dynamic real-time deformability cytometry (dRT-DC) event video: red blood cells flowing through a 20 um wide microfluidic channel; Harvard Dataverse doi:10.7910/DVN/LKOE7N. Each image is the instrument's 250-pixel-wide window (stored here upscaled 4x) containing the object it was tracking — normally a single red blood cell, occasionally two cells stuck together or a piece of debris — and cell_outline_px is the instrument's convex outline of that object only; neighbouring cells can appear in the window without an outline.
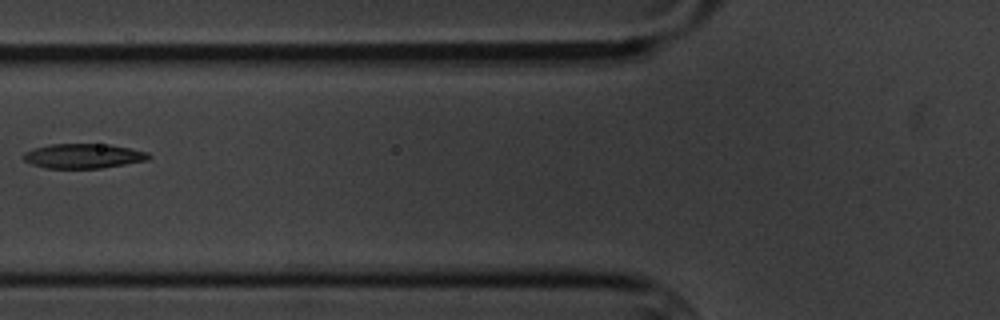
{"species": "common noctule bat (a hibernating species)", "species_latin": "Nyctalus noctula", "temperature_condition": "cold", "stored_images_in_passage": 5, "camera_frame_rate_fps": 3000, "um_per_image_px": 0.085, "animal": {"sex": "male", "body_mass_g": 20.1, "forearm_length_mm": 53.5}, "frame": {"image": 1, "passage_image": 3, "time_ms": 2.333, "image_size_px": [1000, 320], "cell_outline_px": [[152, 156], [148, 160], [100, 168], [44, 168], [32, 164], [24, 160], [24, 152], [48, 144], [108, 144], [148, 152]], "centroid_in_image_um": [7.09, 13.26], "position_along_channel_um": 118.7, "area_um2": 17.86}}
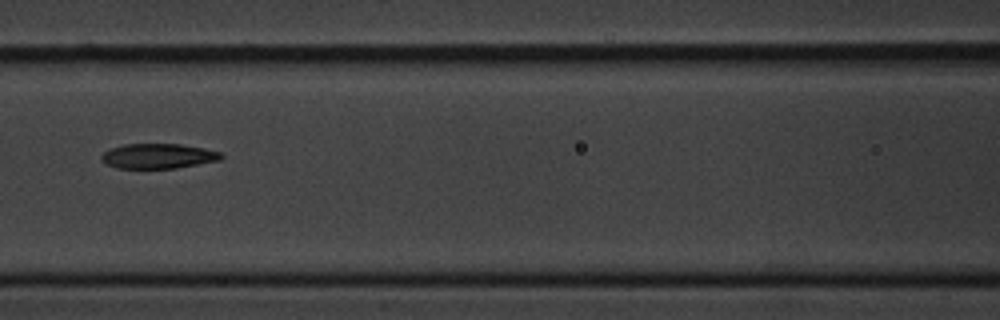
{"frame": {"image": 2, "passage_image": 4, "time_ms": 3.333, "image_size_px": [1000, 320], "cell_outline_px": [[224, 156], [220, 160], [176, 168], [116, 168], [100, 160], [100, 156], [104, 152], [112, 148], [124, 144], [180, 144], [204, 148], [220, 152]], "centroid_in_image_um": [13.44, 13.26], "position_along_channel_um": 153.2, "area_um2": 17.34}}
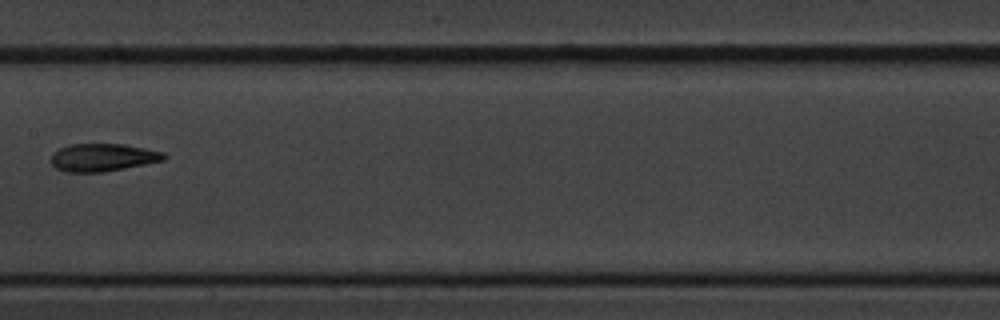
{"frame": {"image": 3, "passage_image": 5, "time_ms": 4.667, "image_size_px": [1000, 320], "cell_outline_px": [[168, 156], [164, 160], [104, 172], [64, 172], [56, 168], [52, 164], [52, 152], [68, 144], [124, 144], [164, 152]], "centroid_in_image_um": [8.72, 13.38], "position_along_channel_um": 198.7, "area_um2": 18.26}}